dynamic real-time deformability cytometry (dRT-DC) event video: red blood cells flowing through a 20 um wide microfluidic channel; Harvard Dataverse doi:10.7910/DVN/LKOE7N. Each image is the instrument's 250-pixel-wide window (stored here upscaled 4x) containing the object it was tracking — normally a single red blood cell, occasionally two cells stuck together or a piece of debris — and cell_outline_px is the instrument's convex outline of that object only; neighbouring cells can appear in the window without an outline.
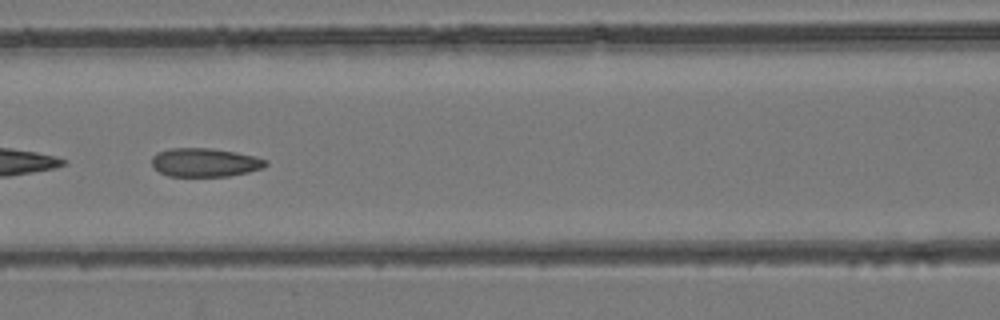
{"species": "common noctule bat (a hibernating species)", "species_latin": "Nyctalus noctula", "temperature_condition": "room temperature", "stored_images_in_passage": 47, "camera_frame_rate_fps": 3000, "um_per_image_px": 0.085, "animal": {"sex": "female", "body_mass_g": 24.6, "forearm_length_mm": 56.2}, "frame": {"image": 1, "passage_image": 21, "time_ms": 6.667, "image_size_px": [1000, 320], "cell_outline_px": [[268, 164], [264, 168], [248, 172], [228, 176], [168, 176], [152, 168], [152, 156], [156, 152], [172, 148], [208, 148], [236, 152], [256, 156], [268, 160]], "centroid_in_image_um": [17.42, 13.81], "position_along_channel_um": 149.2, "area_um2": 19.19}}
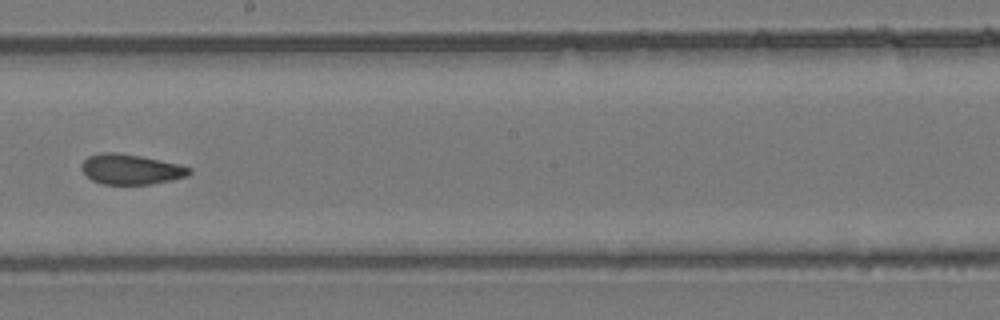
{"frame": {"image": 2, "passage_image": 27, "time_ms": 8.667, "image_size_px": [1000, 320], "cell_outline_px": [[192, 172], [188, 176], [152, 184], [104, 184], [92, 180], [80, 168], [80, 164], [88, 156], [100, 152], [116, 152], [140, 156], [176, 164], [192, 168]], "centroid_in_image_um": [11.1, 14.38], "position_along_channel_um": 237.1, "area_um2": 18.84}}